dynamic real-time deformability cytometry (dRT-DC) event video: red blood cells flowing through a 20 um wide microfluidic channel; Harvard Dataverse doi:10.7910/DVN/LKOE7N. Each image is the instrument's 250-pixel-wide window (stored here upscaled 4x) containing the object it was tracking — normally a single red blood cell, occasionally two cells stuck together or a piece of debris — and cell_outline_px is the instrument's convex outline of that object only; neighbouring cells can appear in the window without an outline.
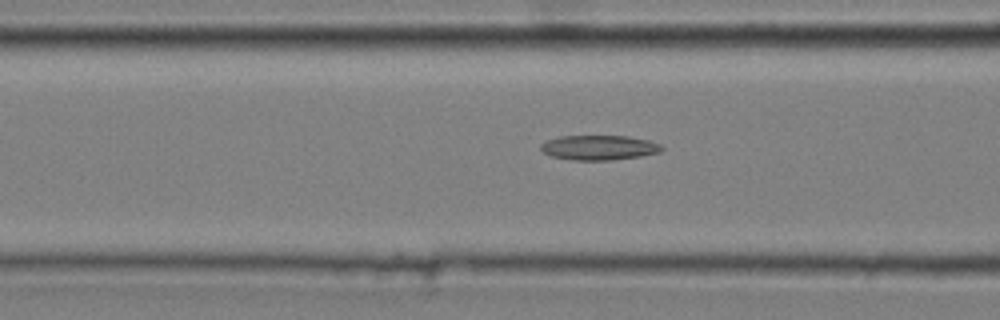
{"species": "common noctule bat (a hibernating species)", "species_latin": "Nyctalus noctula", "temperature_condition": "cold", "stored_images_in_passage": 17, "camera_frame_rate_fps": 3000, "um_per_image_px": 0.085, "animal": {"sex": "male", "body_mass_g": 20.4}, "frame": {"image": 1, "passage_image": 17, "time_ms": 5.333, "image_size_px": [1000, 320], "cell_outline_px": [[664, 148], [660, 152], [640, 156], [612, 160], [572, 160], [552, 156], [544, 152], [540, 148], [540, 144], [548, 140], [560, 136], [628, 136], [648, 140], [660, 144]], "centroid_in_image_um": [50.93, 12.54], "position_along_channel_um": 115.7, "area_um2": 17.4}}